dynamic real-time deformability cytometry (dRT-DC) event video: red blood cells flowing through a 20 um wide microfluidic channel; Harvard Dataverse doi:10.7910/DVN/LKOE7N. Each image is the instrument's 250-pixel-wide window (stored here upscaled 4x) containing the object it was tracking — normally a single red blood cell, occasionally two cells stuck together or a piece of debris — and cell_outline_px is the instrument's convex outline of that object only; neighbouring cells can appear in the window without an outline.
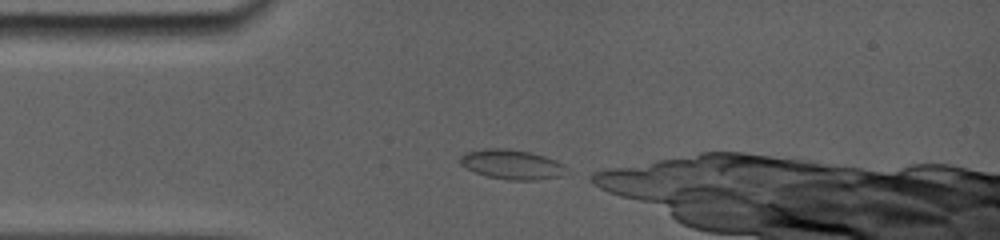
{"species": "common noctule bat (a hibernating species)", "species_latin": "Nyctalus noctula", "temperature_condition": "room temperature", "stored_images_in_passage": 7, "camera_frame_rate_fps": 5000, "um_per_image_px": 0.085, "animal": {"sex": "female", "body_mass_g": 19.0, "forearm_length_mm": 56.7}, "frame": {"image": 1, "passage_image": 1, "time_ms": 0.0, "image_size_px": [1000, 240], "cell_outline_px": [[564, 176], [536, 180], [508, 180], [488, 176], [476, 172], [460, 164], [460, 156], [468, 152], [528, 152], [552, 160], [560, 164]], "centroid_in_image_um": [43.51, 14.07], "position_along_channel_um": 41.5, "area_um2": 16.53}}